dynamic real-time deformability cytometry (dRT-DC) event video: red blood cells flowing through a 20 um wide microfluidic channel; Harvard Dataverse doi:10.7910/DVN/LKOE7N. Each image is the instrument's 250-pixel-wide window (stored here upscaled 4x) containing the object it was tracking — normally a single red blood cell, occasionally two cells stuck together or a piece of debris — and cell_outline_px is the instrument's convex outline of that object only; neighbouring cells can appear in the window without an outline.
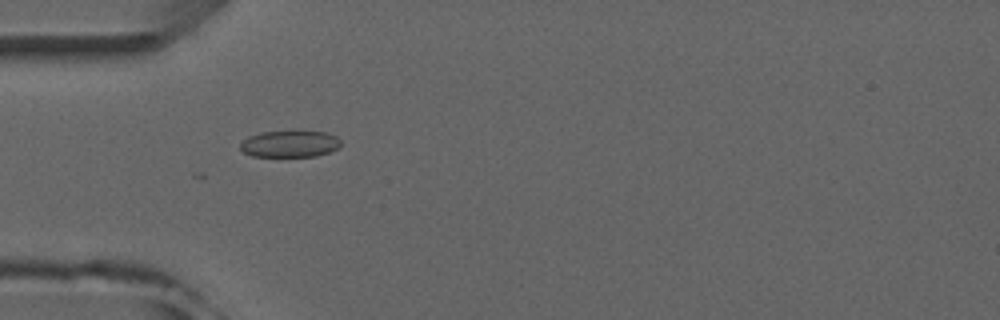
{"species": "common noctule bat (a hibernating species)", "species_latin": "Nyctalus noctula", "temperature_condition": "room temperature", "stored_images_in_passage": 4, "camera_frame_rate_fps": 3000, "um_per_image_px": 0.085, "animal": {"sex": "male", "forearm_length_mm": 52.5}, "frame": {"image": 1, "passage_image": 2, "time_ms": 1.0, "image_size_px": [1000, 320], "cell_outline_px": [[340, 144], [336, 148], [328, 152], [316, 156], [252, 156], [244, 152], [240, 148], [240, 144], [248, 136], [260, 132], [296, 128], [328, 132], [336, 136], [340, 140]], "centroid_in_image_um": [24.64, 12.16], "position_along_channel_um": 60.4, "area_um2": 16.3}}